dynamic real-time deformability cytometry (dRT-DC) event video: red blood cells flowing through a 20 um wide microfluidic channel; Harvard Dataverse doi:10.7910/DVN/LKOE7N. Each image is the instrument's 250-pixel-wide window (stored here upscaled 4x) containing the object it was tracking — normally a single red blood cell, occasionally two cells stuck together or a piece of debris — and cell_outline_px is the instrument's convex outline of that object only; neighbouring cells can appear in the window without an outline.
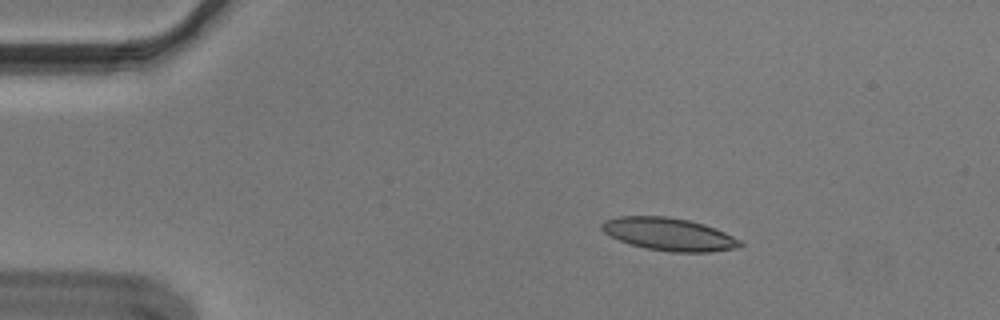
{"species": "Egyptian fruit bat (a non-hibernating species)", "species_latin": "Rousettus aegyptiacus", "temperature_condition": "cold", "stored_images_in_passage": 47, "camera_frame_rate_fps": 3000, "um_per_image_px": 0.085, "animal": {"sex": "male"}, "frame": {"image": 1, "passage_image": 1, "time_ms": 0.0, "image_size_px": [1000, 320], "cell_outline_px": [[744, 244], [740, 248], [708, 252], [672, 252], [644, 248], [620, 240], [604, 232], [600, 228], [600, 224], [604, 220], [620, 216], [664, 216], [688, 220], [704, 224], [724, 232], [740, 240]], "centroid_in_image_um": [56.87, 19.91], "position_along_channel_um": 28.1, "area_um2": 26.3}}
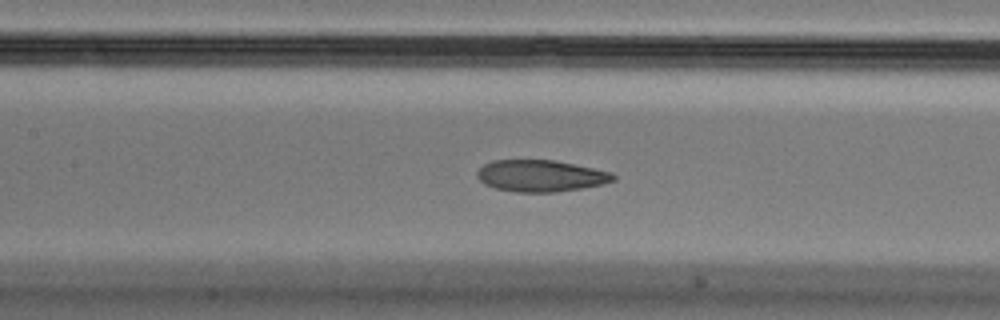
{"frame": {"image": 2, "passage_image": 17, "time_ms": 5.333, "image_size_px": [1000, 320], "cell_outline_px": [[616, 180], [600, 184], [580, 188], [556, 192], [516, 192], [496, 188], [484, 184], [476, 176], [476, 172], [484, 164], [492, 160], [556, 160], [612, 172], [616, 176]], "centroid_in_image_um": [45.95, 14.94], "position_along_channel_um": 161.5, "area_um2": 25.09}}
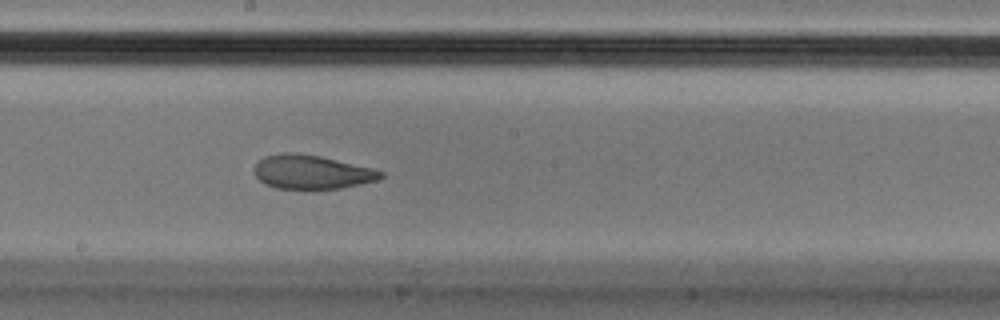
{"frame": {"image": 3, "passage_image": 22, "time_ms": 7.0, "image_size_px": [1000, 320], "cell_outline_px": [[384, 176], [380, 180], [340, 188], [276, 188], [264, 184], [252, 172], [252, 168], [264, 156], [284, 152], [292, 152], [320, 156], [372, 168], [384, 172]], "centroid_in_image_um": [26.48, 14.61], "position_along_channel_um": 221.7, "area_um2": 24.97}, "authors_computed_cell_mechanics": {"area_um2": 27.166, "velocity_mm_per_s": 3.6256, "shape_relaxation_time_tau1_ms": null, "shape_relaxation_time_tau2_ms": 1.8351, "deformation_change_tau1": null, "deformation_change_tau2": 0.0864}}